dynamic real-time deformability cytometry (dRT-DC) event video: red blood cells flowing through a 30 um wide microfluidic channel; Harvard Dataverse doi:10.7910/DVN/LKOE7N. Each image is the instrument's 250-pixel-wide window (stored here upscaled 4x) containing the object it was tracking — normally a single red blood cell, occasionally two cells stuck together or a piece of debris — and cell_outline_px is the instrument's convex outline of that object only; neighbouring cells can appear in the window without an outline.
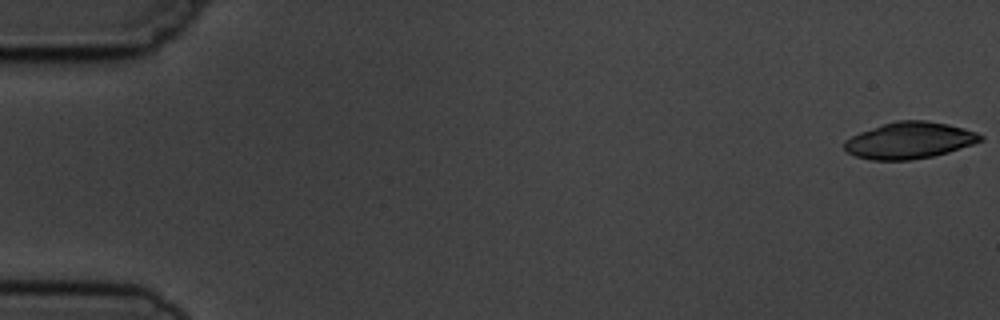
{"species": "common noctule bat (a hibernating species)", "species_latin": "Nyctalus noctula", "temperature_condition": "cold", "stored_images_in_passage": 5, "camera_frame_rate_fps": 3000, "um_per_image_px": 0.085, "animal": {"sex": "male", "body_mass_g": 19.5, "forearm_length_mm": 54.6}, "frame": {"image": 1, "passage_image": 1, "time_ms": 0.0, "image_size_px": [1000, 320], "cell_outline_px": [[984, 140], [948, 152], [932, 156], [908, 160], [872, 160], [856, 156], [848, 152], [844, 148], [844, 140], [860, 132], [896, 120], [924, 120], [948, 124], [964, 128], [976, 132], [984, 136]], "centroid_in_image_um": [77.31, 11.93], "position_along_channel_um": 7.7, "area_um2": 28.78}}